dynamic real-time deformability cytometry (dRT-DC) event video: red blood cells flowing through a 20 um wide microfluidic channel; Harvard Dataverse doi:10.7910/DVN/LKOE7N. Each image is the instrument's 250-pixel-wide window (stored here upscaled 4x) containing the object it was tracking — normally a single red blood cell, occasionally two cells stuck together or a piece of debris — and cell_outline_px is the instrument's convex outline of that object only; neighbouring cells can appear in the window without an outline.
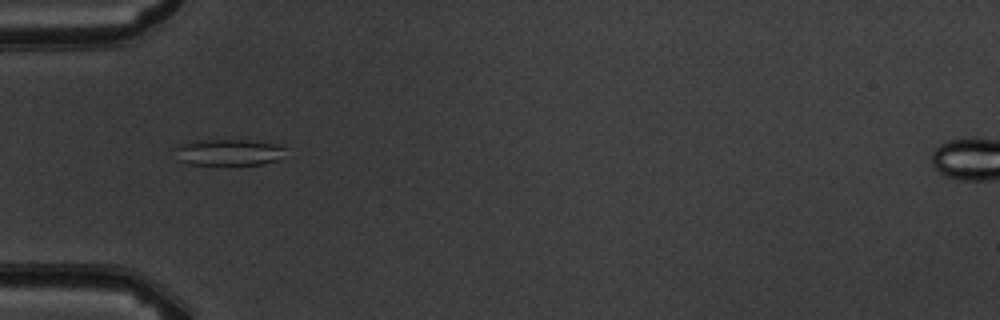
{"species": "common noctule bat (a hibernating species)", "species_latin": "Nyctalus noctula", "temperature_condition": "warm", "stored_images_in_passage": 6, "camera_frame_rate_fps": 3000, "um_per_image_px": 0.085, "animal": {"sex": "male", "body_mass_g": 19.5, "forearm_length_mm": 54.6}, "frame": {"image": 1, "passage_image": 2, "time_ms": 1.333, "image_size_px": [1000, 320], "cell_outline_px": [[284, 148], [276, 160], [264, 164], [228, 168], [192, 164], [180, 160], [172, 148], [176, 144], [188, 140], [248, 140], [280, 144]], "centroid_in_image_um": [19.33, 12.98], "position_along_channel_um": 65.7, "area_um2": 17.98}}
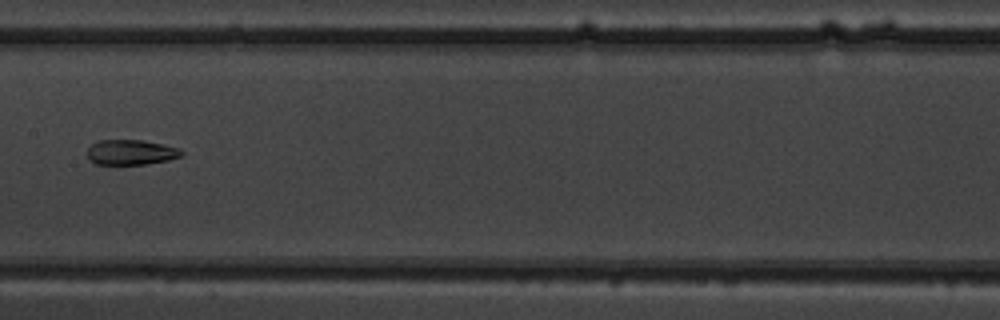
{"frame": {"image": 2, "passage_image": 5, "time_ms": 4.667, "image_size_px": [1000, 320], "cell_outline_px": [[184, 152], [180, 156], [168, 160], [144, 164], [96, 164], [88, 156], [88, 148], [92, 144], [100, 140], [144, 140], [180, 148]], "centroid_in_image_um": [11.15, 12.93], "position_along_channel_um": 196.2, "area_um2": 13.64}}
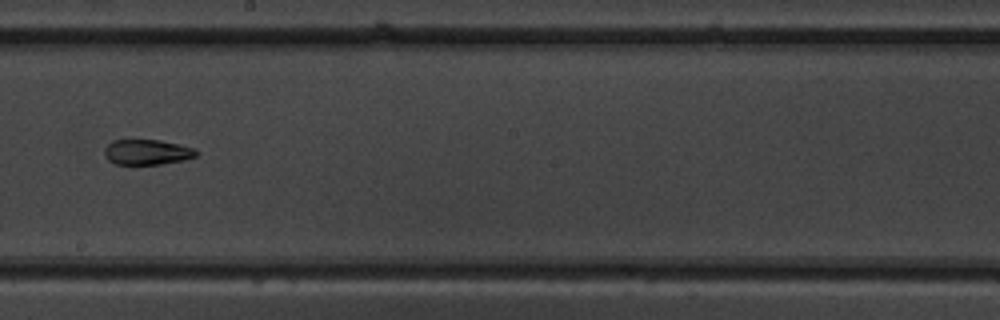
{"frame": {"image": 3, "passage_image": 6, "time_ms": 5.667, "image_size_px": [1000, 320], "cell_outline_px": [[200, 152], [196, 156], [184, 160], [160, 164], [116, 164], [108, 160], [104, 152], [104, 148], [112, 140], [160, 140], [180, 144], [192, 148]], "centroid_in_image_um": [12.51, 12.92], "position_along_channel_um": 235.7, "area_um2": 13.53}}